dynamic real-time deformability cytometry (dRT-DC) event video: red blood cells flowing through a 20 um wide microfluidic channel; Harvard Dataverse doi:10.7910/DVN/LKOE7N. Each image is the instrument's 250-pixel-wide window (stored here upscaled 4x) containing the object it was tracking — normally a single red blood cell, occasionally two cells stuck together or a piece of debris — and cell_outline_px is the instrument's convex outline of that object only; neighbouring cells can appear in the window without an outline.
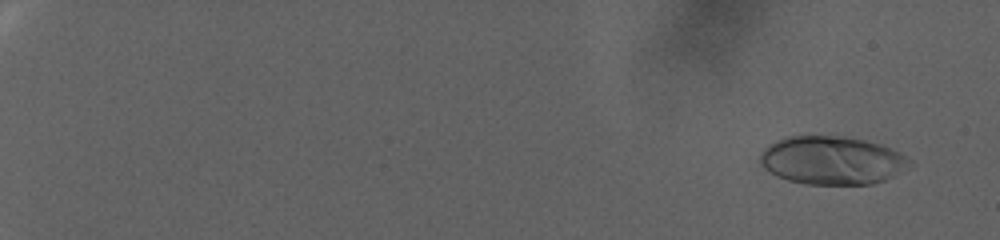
{"species": "human", "species_latin": "Homo sapiens", "temperature_condition": "warm", "stored_images_in_passage": 104, "camera_frame_rate_fps": 3000, "um_per_image_px": 0.085, "donor": {"sex": "female"}, "frame": {"image": 1, "passage_image": 8, "time_ms": 2.333, "image_size_px": [1000, 240], "cell_outline_px": [[916, 164], [884, 180], [872, 184], [804, 184], [788, 180], [776, 176], [764, 168], [760, 164], [760, 152], [768, 144], [784, 136], [844, 136], [864, 140], [880, 144], [904, 156]], "centroid_in_image_um": [70.68, 13.63], "position_along_channel_um": 14.3, "area_um2": 42.19}}
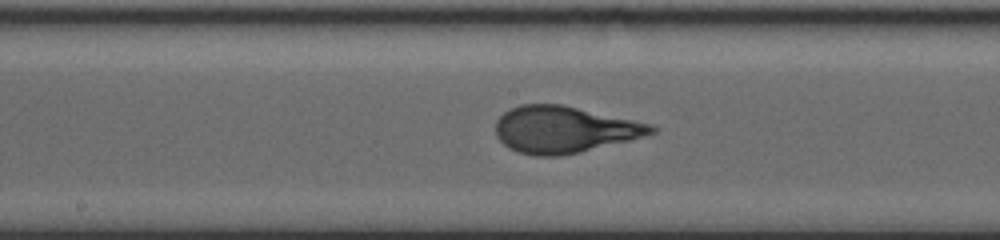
{"frame": {"image": 2, "passage_image": 64, "time_ms": 21.0, "image_size_px": [1000, 240], "cell_outline_px": [[660, 128], [656, 132], [644, 136], [580, 152], [560, 156], [536, 156], [516, 152], [508, 148], [496, 136], [496, 120], [504, 112], [520, 104], [560, 104], [652, 124]], "centroid_in_image_um": [47.93, 11.02], "position_along_channel_um": 200.3, "area_um2": 42.19}}
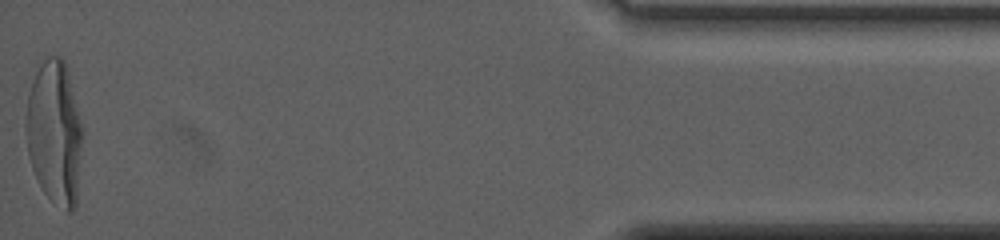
{"frame": {"image": 3, "passage_image": 104, "time_ms": 34.333, "image_size_px": [1000, 240], "cell_outline_px": [[84, 132], [76, 208], [72, 212], [68, 212], [52, 200], [44, 192], [32, 168], [28, 152], [24, 124], [28, 92], [32, 80], [44, 56], [60, 56], [64, 60], [68, 72]], "centroid_in_image_um": [4.64, 11.26], "position_along_channel_um": 430.6, "area_um2": 48.03}, "authors_computed_cell_mechanics": {"area_um2": 41.5293, "velocity_mm_per_s": 2.1982, "shape_relaxation_time_tau1_ms": 7.9749, "shape_relaxation_time_tau2_ms": null, "deformation_change_tau1": 0.2736, "deformation_change_tau2": null}}